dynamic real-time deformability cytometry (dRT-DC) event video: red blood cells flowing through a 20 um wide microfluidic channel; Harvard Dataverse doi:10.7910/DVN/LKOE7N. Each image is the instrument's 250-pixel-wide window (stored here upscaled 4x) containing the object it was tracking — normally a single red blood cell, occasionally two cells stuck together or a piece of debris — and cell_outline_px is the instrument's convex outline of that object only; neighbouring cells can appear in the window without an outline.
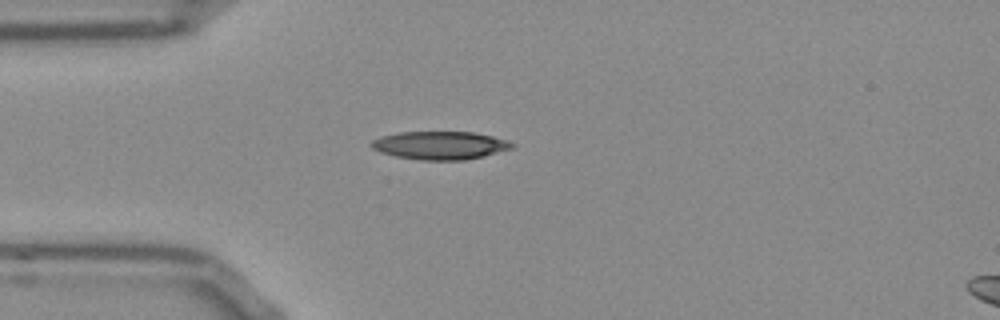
{"species": "Egyptian fruit bat (a non-hibernating species)", "species_latin": "Rousettus aegyptiacus", "temperature_condition": "room temperature", "stored_images_in_passage": 40, "camera_frame_rate_fps": 3000, "um_per_image_px": 0.085, "frame": {"image": 1, "passage_image": 1, "time_ms": 0.0, "image_size_px": [1000, 320], "cell_outline_px": [[516, 144], [512, 148], [484, 156], [464, 160], [420, 160], [396, 156], [380, 152], [372, 148], [368, 144], [372, 140], [380, 136], [400, 132], [472, 132], [492, 136]], "centroid_in_image_um": [37.36, 12.35], "position_along_channel_um": 47.6, "area_um2": 23.0}}
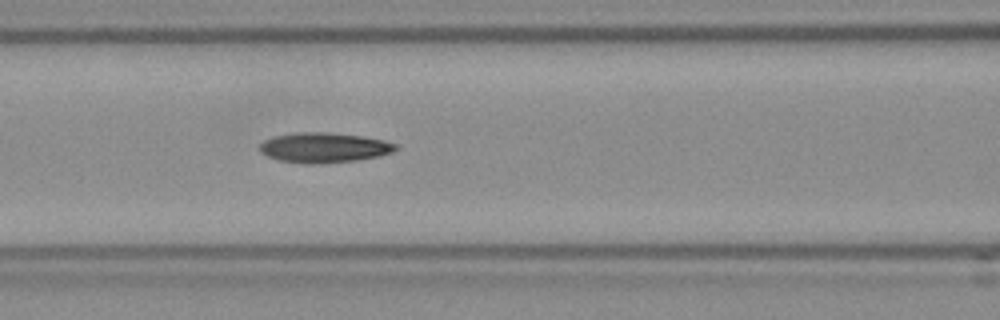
{"frame": {"image": 2, "passage_image": 9, "time_ms": 2.667, "image_size_px": [1000, 320], "cell_outline_px": [[400, 148], [392, 152], [380, 156], [356, 160], [316, 164], [308, 164], [280, 160], [268, 156], [260, 148], [260, 144], [264, 140], [276, 136], [296, 132], [328, 132], [360, 136], [384, 140], [396, 144]], "centroid_in_image_um": [27.59, 12.54], "position_along_channel_um": 139.0, "area_um2": 23.58}}
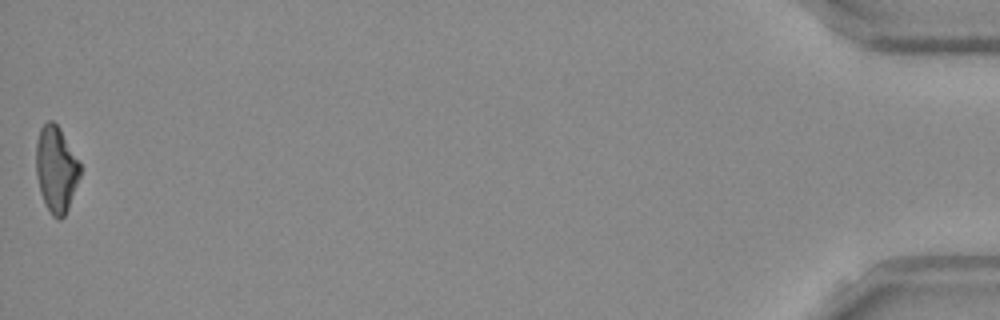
{"frame": {"image": 3, "passage_image": 40, "time_ms": 13.0, "image_size_px": [1000, 320], "cell_outline_px": [[80, 176], [68, 208], [64, 216], [60, 220], [56, 220], [52, 216], [40, 192], [36, 176], [36, 140], [40, 128], [48, 120], [52, 120], [60, 128], [80, 164]], "centroid_in_image_um": [4.75, 14.38], "position_along_channel_um": 430.4, "area_um2": 21.96}, "authors_computed_cell_mechanics": {"area_um2": 22.5709, "velocity_mm_per_s": 3.8195, "shape_relaxation_time_tau1_ms": null, "shape_relaxation_time_tau2_ms": 6.96, "deformation_change_tau1": null, "deformation_change_tau2": 0.1714}}